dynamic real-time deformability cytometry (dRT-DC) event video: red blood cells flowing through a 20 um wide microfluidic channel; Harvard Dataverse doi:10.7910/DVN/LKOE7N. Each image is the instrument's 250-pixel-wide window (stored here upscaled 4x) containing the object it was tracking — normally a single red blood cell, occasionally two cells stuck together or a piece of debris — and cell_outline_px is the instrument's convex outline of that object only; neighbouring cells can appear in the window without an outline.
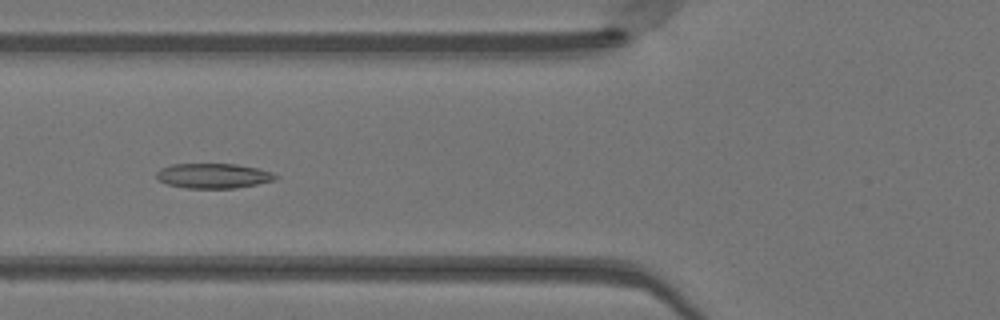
{"species": "Egyptian fruit bat (a non-hibernating species)", "species_latin": "Rousettus aegyptiacus", "temperature_condition": "warm", "stored_images_in_passage": 38, "camera_frame_rate_fps": 3000, "um_per_image_px": 0.085, "animal": {"sex": "female"}, "frame": {"image": 1, "passage_image": 8, "time_ms": 2.333, "image_size_px": [1000, 320], "cell_outline_px": [[280, 176], [272, 180], [256, 184], [236, 188], [184, 188], [168, 184], [160, 180], [156, 176], [156, 172], [160, 168], [172, 164], [236, 164], [260, 168], [272, 172]], "centroid_in_image_um": [18.14, 14.93], "position_along_channel_um": 107.7, "area_um2": 17.28}}
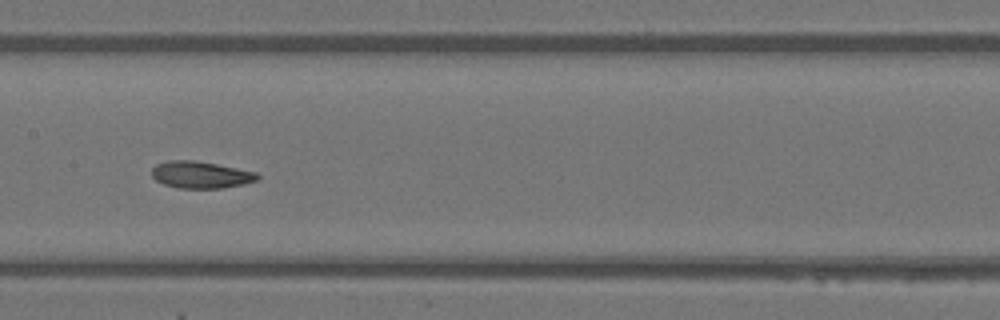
{"frame": {"image": 2, "passage_image": 14, "time_ms": 4.333, "image_size_px": [1000, 320], "cell_outline_px": [[260, 176], [256, 180], [244, 184], [224, 188], [180, 188], [164, 184], [156, 180], [152, 176], [152, 168], [156, 164], [168, 160], [196, 160], [256, 172]], "centroid_in_image_um": [17.05, 14.85], "position_along_channel_um": 190.4, "area_um2": 16.53}}
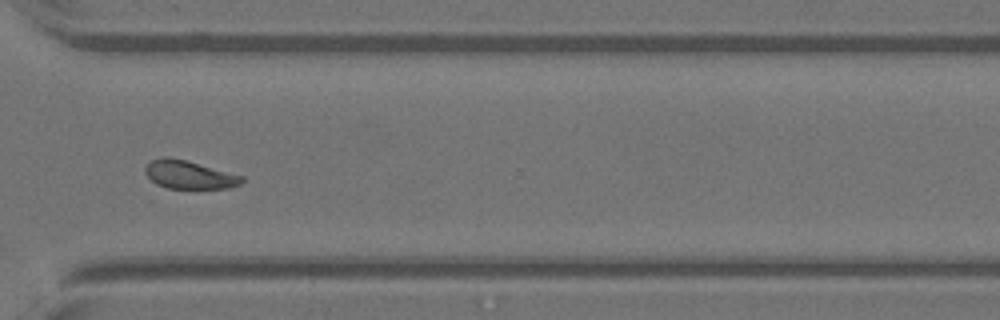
{"frame": {"image": 3, "passage_image": 26, "time_ms": 8.333, "image_size_px": [1000, 320], "cell_outline_px": [[244, 180], [240, 184], [228, 188], [168, 188], [156, 184], [144, 172], [144, 168], [152, 160], [164, 156], [168, 156], [184, 160], [244, 176]], "centroid_in_image_um": [16.07, 14.85], "position_along_channel_um": 354.5, "area_um2": 15.66}, "authors_computed_cell_mechanics": {"area_um2": 16.6175, "velocity_mm_per_s": 4.1211, "shape_relaxation_time_tau1_ms": 3.0123, "shape_relaxation_time_tau2_ms": 6.2454, "deformation_change_tau1": 0.102, "deformation_change_tau2": 0.1322}}